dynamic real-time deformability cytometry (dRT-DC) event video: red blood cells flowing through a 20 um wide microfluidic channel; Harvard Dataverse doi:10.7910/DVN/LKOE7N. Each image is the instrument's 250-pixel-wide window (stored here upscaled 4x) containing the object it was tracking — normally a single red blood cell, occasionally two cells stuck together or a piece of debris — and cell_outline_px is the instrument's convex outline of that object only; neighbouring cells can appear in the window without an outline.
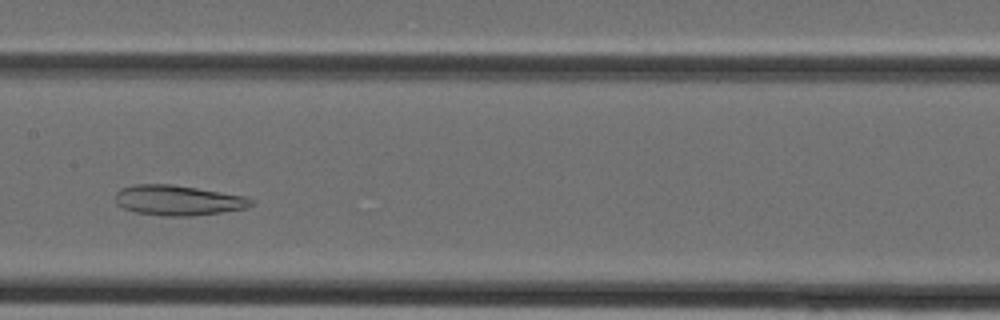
{"species": "Egyptian fruit bat (a non-hibernating species)", "species_latin": "Rousettus aegyptiacus", "temperature_condition": "cold", "stored_images_in_passage": 31, "camera_frame_rate_fps": 3000, "um_per_image_px": 0.085, "animal": {"sex": "female"}, "frame": {"image": 1, "passage_image": 11, "time_ms": 3.333, "image_size_px": [1000, 320], "cell_outline_px": [[256, 200], [252, 204], [244, 208], [220, 212], [192, 216], [164, 216], [136, 212], [124, 208], [116, 204], [116, 192], [120, 188], [132, 184], [172, 184], [248, 196]], "centroid_in_image_um": [15.14, 17.01], "position_along_channel_um": 192.3, "area_um2": 23.99}}
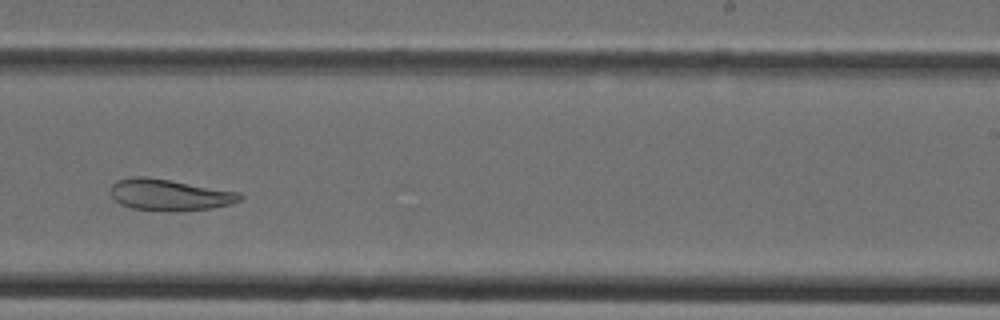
{"frame": {"image": 2, "passage_image": 16, "time_ms": 5.0, "image_size_px": [1000, 320], "cell_outline_px": [[244, 196], [240, 200], [228, 204], [212, 208], [132, 208], [120, 204], [112, 196], [112, 184], [116, 180], [132, 176], [144, 176], [240, 192]], "centroid_in_image_um": [14.39, 16.5], "position_along_channel_um": 274.6, "area_um2": 22.37}}
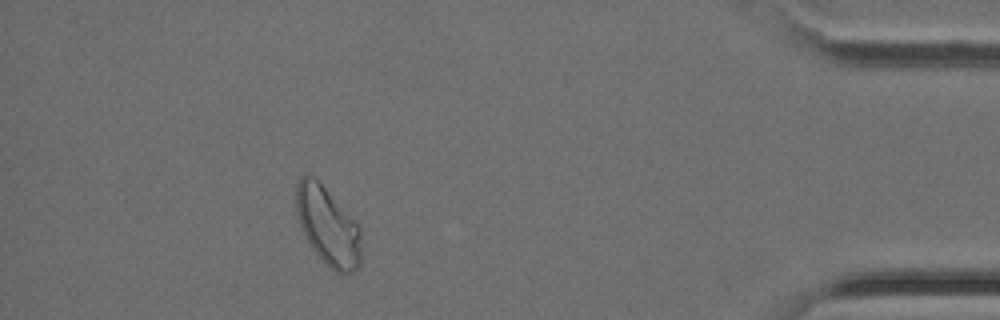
{"frame": {"image": 3, "passage_image": 27, "time_ms": 8.667, "image_size_px": [1000, 320], "cell_outline_px": [[360, 268], [352, 272], [340, 276], [328, 268], [312, 248], [300, 224], [296, 212], [296, 184], [300, 176], [304, 172], [308, 172], [316, 176], [360, 228]], "centroid_in_image_um": [27.85, 19.21], "position_along_channel_um": 407.4, "area_um2": 30.06}}